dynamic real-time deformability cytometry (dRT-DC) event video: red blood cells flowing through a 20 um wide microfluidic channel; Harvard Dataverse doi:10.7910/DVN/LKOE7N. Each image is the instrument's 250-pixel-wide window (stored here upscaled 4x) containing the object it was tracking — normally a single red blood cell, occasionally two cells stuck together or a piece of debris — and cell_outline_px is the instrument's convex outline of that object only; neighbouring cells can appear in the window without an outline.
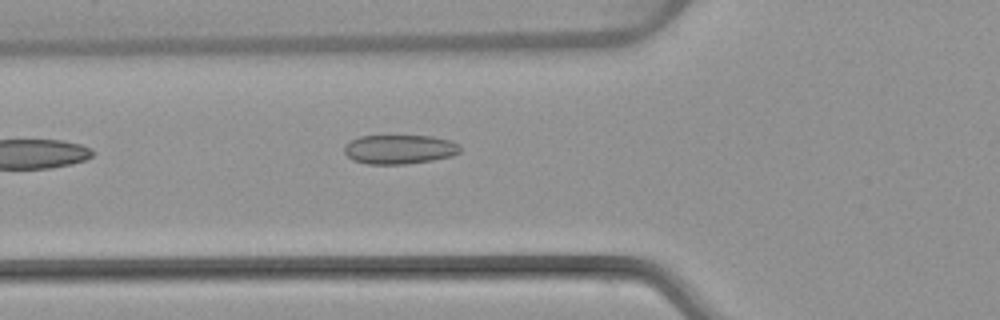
{"species": "common noctule bat (a hibernating species)", "species_latin": "Nyctalus noctula", "temperature_condition": "warm", "stored_images_in_passage": 5, "camera_frame_rate_fps": 3000, "um_per_image_px": 0.085, "animal": {"sex": "female", "body_mass_g": 22.7, "forearm_length_mm": 54.2}, "frame": {"image": 1, "passage_image": 5, "time_ms": 5.333, "image_size_px": [1000, 320], "cell_outline_px": [[460, 152], [452, 156], [432, 160], [404, 164], [368, 164], [352, 160], [344, 152], [344, 144], [360, 136], [432, 136], [448, 140], [460, 144]], "centroid_in_image_um": [33.94, 12.69], "position_along_channel_um": 91.9, "area_um2": 19.71}}